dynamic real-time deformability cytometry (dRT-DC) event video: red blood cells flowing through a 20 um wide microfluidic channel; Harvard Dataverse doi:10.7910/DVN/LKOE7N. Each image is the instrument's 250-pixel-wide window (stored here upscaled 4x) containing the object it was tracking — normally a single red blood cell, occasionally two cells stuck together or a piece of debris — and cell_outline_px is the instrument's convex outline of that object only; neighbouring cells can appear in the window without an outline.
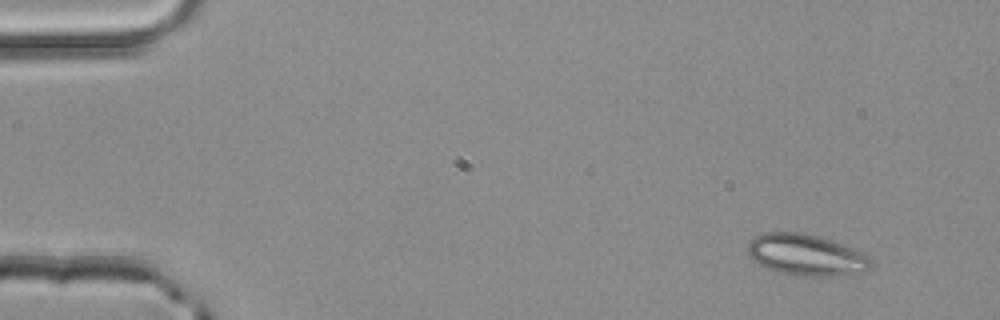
{"species": "common noctule bat (a hibernating species)", "species_latin": "Nyctalus noctula", "temperature_condition": "room temperature", "stored_images_in_passage": 3, "camera_frame_rate_fps": 3000, "um_per_image_px": 0.085, "animal": {"sex": "male", "body_mass_g": 20.4}, "frame": {"image": 1, "passage_image": 1, "time_ms": 0.0, "image_size_px": [1000, 320], "cell_outline_px": [[872, 264], [864, 272], [832, 276], [788, 276], [768, 268], [752, 260], [748, 256], [748, 244], [756, 236], [764, 232], [804, 232], [832, 240], [864, 252], [872, 260]], "centroid_in_image_um": [68.53, 21.67], "position_along_channel_um": 16.5, "area_um2": 30.0}}